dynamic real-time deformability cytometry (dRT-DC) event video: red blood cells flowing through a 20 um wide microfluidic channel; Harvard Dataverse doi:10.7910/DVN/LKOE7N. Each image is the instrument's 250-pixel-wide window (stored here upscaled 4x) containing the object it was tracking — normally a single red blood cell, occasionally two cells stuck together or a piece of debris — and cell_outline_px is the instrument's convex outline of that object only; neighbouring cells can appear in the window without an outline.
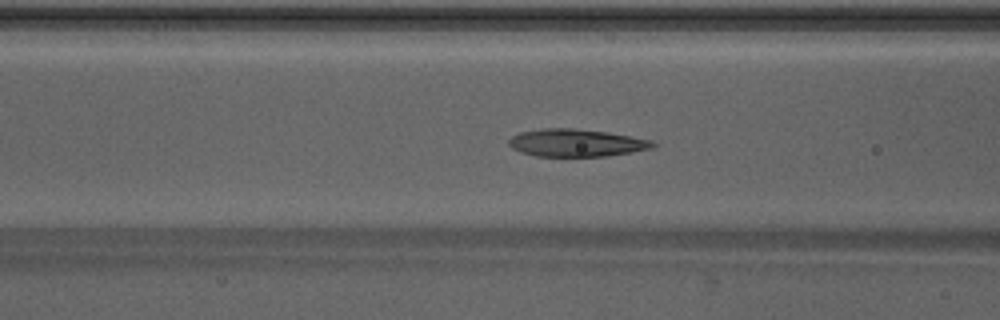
{"species": "Egyptian fruit bat (a non-hibernating species)", "species_latin": "Rousettus aegyptiacus", "temperature_condition": "warm", "stored_images_in_passage": 50, "camera_frame_rate_fps": 3000, "um_per_image_px": 0.085, "animal": {"sex": "male"}, "frame": {"image": 1, "passage_image": 20, "time_ms": 6.333, "image_size_px": [1000, 320], "cell_outline_px": [[656, 148], [608, 156], [536, 156], [520, 152], [512, 148], [508, 144], [508, 140], [512, 136], [520, 132], [544, 128], [572, 128], [608, 132], [652, 140], [656, 144]], "centroid_in_image_um": [49.0, 12.14], "position_along_channel_um": 117.6, "area_um2": 23.24}}
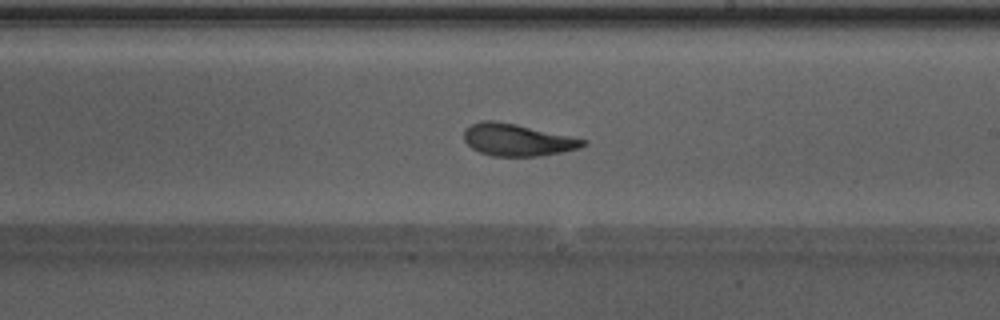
{"frame": {"image": 2, "passage_image": 29, "time_ms": 9.333, "image_size_px": [1000, 320], "cell_outline_px": [[588, 144], [580, 148], [560, 152], [536, 156], [492, 156], [480, 152], [472, 148], [464, 140], [464, 128], [480, 120], [492, 120], [516, 124], [588, 140]], "centroid_in_image_um": [43.96, 11.88], "position_along_channel_um": 245.0, "area_um2": 22.2}}
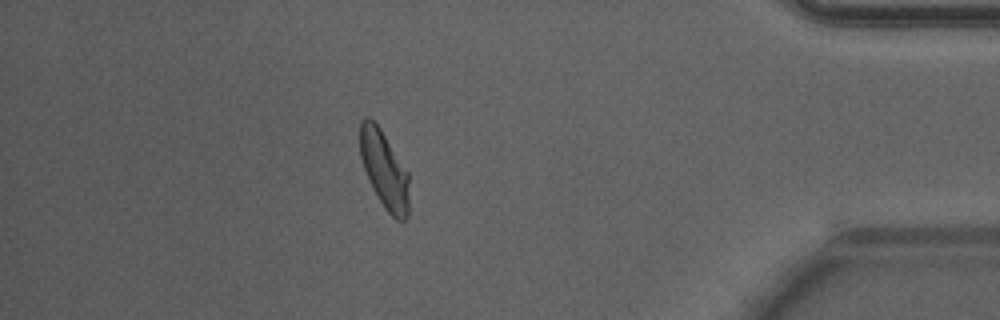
{"frame": {"image": 3, "passage_image": 43, "time_ms": 14.0, "image_size_px": [1000, 320], "cell_outline_px": [[408, 216], [404, 220], [396, 220], [384, 208], [372, 188], [364, 168], [360, 156], [360, 120], [364, 116], [368, 116], [380, 128], [408, 172]], "centroid_in_image_um": [32.65, 14.42], "position_along_channel_um": 402.6, "area_um2": 22.02}, "authors_computed_cell_mechanics": {"area_um2": 22.7154, "velocity_mm_per_s": 4.25, "shape_relaxation_time_tau1_ms": 3.1027, "shape_relaxation_time_tau2_ms": 1.1309, "deformation_change_tau1": 0.1679, "deformation_change_tau2": 0.07}}